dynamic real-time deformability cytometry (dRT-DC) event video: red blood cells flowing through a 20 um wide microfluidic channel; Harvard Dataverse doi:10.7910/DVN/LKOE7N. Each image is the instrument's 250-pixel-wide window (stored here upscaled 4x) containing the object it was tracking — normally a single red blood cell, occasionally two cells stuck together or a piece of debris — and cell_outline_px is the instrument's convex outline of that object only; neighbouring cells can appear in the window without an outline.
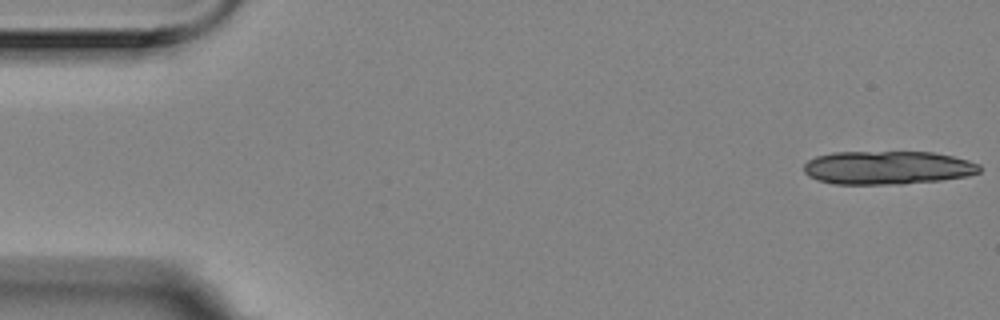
{"species": "Egyptian fruit bat (a non-hibernating species)", "species_latin": "Rousettus aegyptiacus", "temperature_condition": "room temperature", "stored_images_in_passage": 13, "camera_frame_rate_fps": 3000, "um_per_image_px": 0.085, "animal": {"sex": "female"}, "frame": {"image": 1, "passage_image": 1, "time_ms": 0.0, "image_size_px": [1000, 320], "cell_outline_px": [[980, 172], [968, 176], [940, 180], [900, 184], [832, 184], [816, 180], [808, 176], [804, 172], [804, 164], [808, 160], [816, 156], [832, 152], [932, 152], [952, 156], [968, 160], [980, 164]], "centroid_in_image_um": [75.41, 14.25], "position_along_channel_um": 9.6, "area_um2": 34.45}}